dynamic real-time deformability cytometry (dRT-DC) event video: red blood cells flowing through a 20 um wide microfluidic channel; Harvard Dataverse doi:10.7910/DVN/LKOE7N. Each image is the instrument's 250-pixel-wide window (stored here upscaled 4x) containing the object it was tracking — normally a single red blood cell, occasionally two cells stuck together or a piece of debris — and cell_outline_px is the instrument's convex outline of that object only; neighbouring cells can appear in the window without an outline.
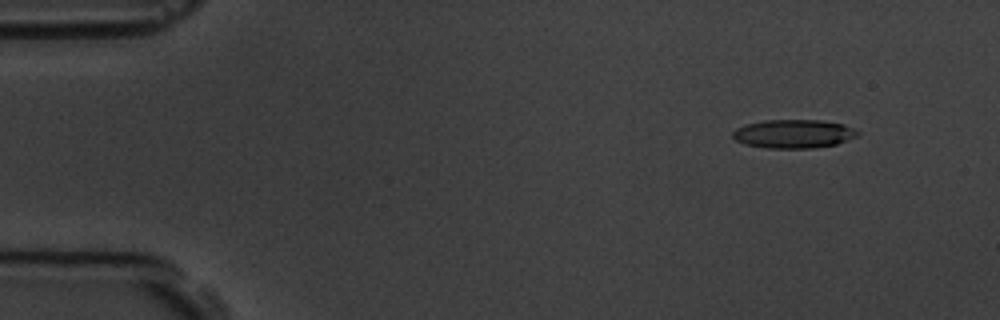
{"species": "common noctule bat (a hibernating species)", "species_latin": "Nyctalus noctula", "temperature_condition": "room temperature", "stored_images_in_passage": 5, "camera_frame_rate_fps": 3000, "um_per_image_px": 0.085, "animal": {"sex": "male", "body_mass_g": 19.5, "forearm_length_mm": 54.6}, "frame": {"image": 1, "passage_image": 2, "time_ms": 1.0, "image_size_px": [1000, 320], "cell_outline_px": [[860, 136], [836, 144], [812, 148], [768, 148], [744, 144], [736, 140], [732, 136], [732, 132], [736, 128], [748, 124], [764, 120], [820, 120], [844, 124], [860, 132]], "centroid_in_image_um": [67.48, 11.37], "position_along_channel_um": 17.5, "area_um2": 20.87}}
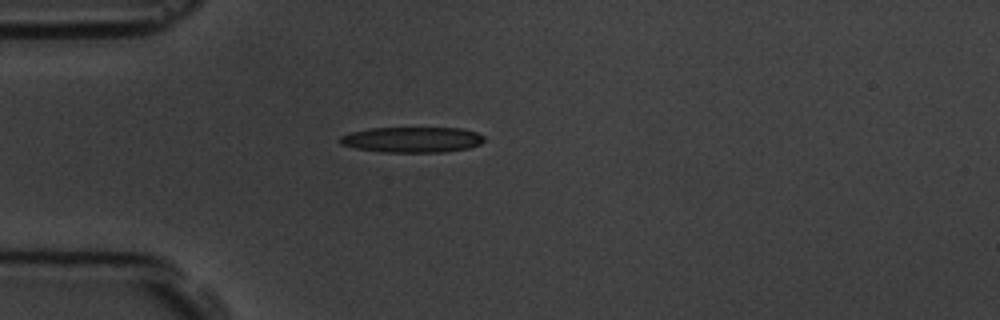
{"frame": {"image": 2, "passage_image": 5, "time_ms": 4.333, "image_size_px": [1000, 320], "cell_outline_px": [[484, 140], [480, 144], [468, 148], [444, 152], [384, 152], [356, 148], [340, 144], [336, 140], [340, 136], [352, 132], [368, 128], [464, 128], [476, 132], [484, 136]], "centroid_in_image_um": [35.02, 11.87], "position_along_channel_um": 50.0, "area_um2": 21.56}}